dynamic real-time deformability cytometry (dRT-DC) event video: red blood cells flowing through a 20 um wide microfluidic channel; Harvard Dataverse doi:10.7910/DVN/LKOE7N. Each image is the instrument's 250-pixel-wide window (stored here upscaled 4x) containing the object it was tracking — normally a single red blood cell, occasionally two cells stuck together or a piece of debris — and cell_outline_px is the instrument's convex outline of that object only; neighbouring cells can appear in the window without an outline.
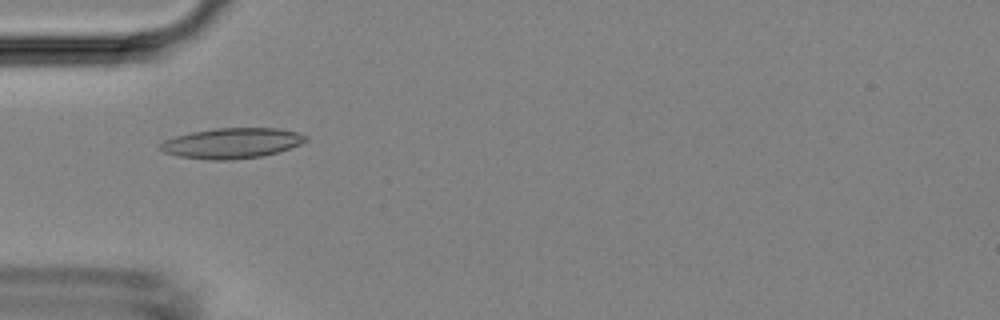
{"species": "Egyptian fruit bat (a non-hibernating species)", "species_latin": "Rousettus aegyptiacus", "temperature_condition": "room temperature", "stored_images_in_passage": 47, "camera_frame_rate_fps": 3000, "um_per_image_px": 0.085, "animal": {"sex": "female"}, "frame": {"image": 1, "passage_image": 13, "time_ms": 4.0, "image_size_px": [1000, 320], "cell_outline_px": [[308, 140], [300, 144], [264, 156], [232, 160], [208, 160], [180, 156], [164, 152], [156, 148], [156, 144], [164, 140], [176, 136], [192, 132], [216, 128], [276, 128], [296, 132], [308, 136]], "centroid_in_image_um": [19.66, 12.17], "position_along_channel_um": 65.3, "area_um2": 25.84}}
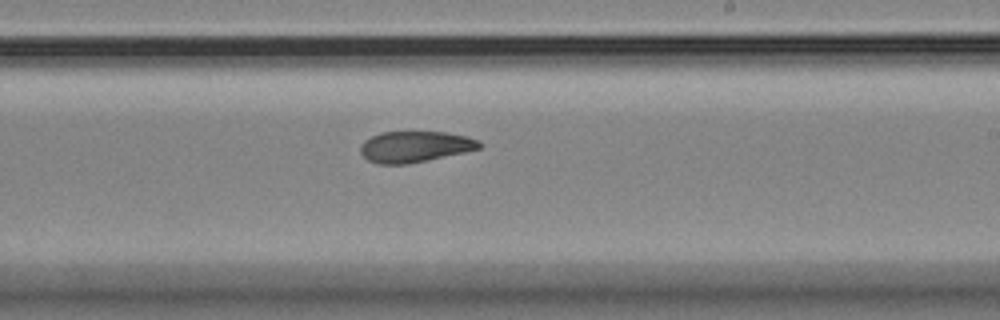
{"frame": {"image": 2, "passage_image": 27, "time_ms": 8.667, "image_size_px": [1000, 320], "cell_outline_px": [[484, 144], [480, 148], [464, 152], [428, 160], [408, 164], [376, 164], [368, 160], [360, 152], [360, 144], [364, 140], [380, 132], [444, 132], [464, 136], [480, 140]], "centroid_in_image_um": [35.25, 12.47], "position_along_channel_um": 253.7, "area_um2": 21.56}}
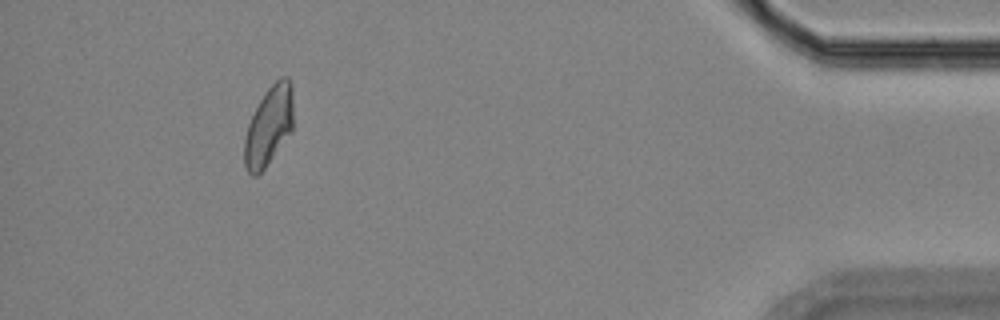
{"frame": {"image": 3, "passage_image": 43, "time_ms": 14.0, "image_size_px": [1000, 320], "cell_outline_px": [[292, 132], [264, 168], [256, 176], [252, 176], [248, 172], [244, 164], [244, 140], [248, 124], [264, 92], [280, 76], [288, 76], [292, 84]], "centroid_in_image_um": [22.85, 10.69], "position_along_channel_um": 412.3, "area_um2": 22.54}}